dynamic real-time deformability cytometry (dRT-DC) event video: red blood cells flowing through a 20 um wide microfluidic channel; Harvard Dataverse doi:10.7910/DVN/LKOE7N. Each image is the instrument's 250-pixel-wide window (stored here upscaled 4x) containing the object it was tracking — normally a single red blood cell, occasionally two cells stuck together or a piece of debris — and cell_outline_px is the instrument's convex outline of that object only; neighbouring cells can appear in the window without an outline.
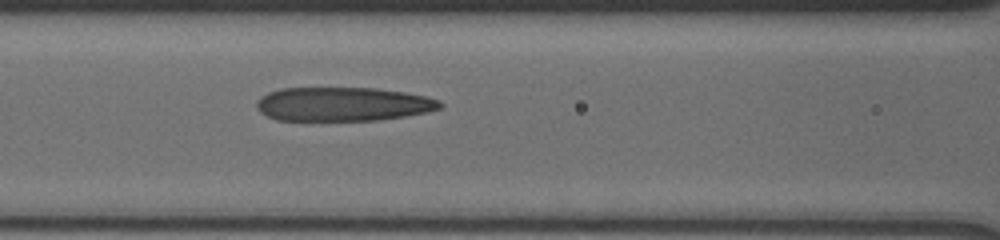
{"species": "human", "species_latin": "Homo sapiens", "temperature_condition": "cold", "stored_images_in_passage": 9, "segment_of_instrument_passage": [1, 2], "camera_frame_rate_fps": 3000, "um_per_image_px": 0.085, "donor": {"sex": "male"}, "frame": {"image": 1, "passage_image": 8, "time_ms": 7.0, "image_size_px": [1000, 240], "cell_outline_px": [[444, 104], [440, 108], [428, 112], [404, 116], [376, 120], [276, 120], [260, 112], [256, 108], [256, 100], [260, 96], [268, 92], [280, 88], [376, 88], [404, 92], [428, 96], [440, 100]], "centroid_in_image_um": [29.14, 8.84], "position_along_channel_um": 137.5, "area_um2": 36.47}}